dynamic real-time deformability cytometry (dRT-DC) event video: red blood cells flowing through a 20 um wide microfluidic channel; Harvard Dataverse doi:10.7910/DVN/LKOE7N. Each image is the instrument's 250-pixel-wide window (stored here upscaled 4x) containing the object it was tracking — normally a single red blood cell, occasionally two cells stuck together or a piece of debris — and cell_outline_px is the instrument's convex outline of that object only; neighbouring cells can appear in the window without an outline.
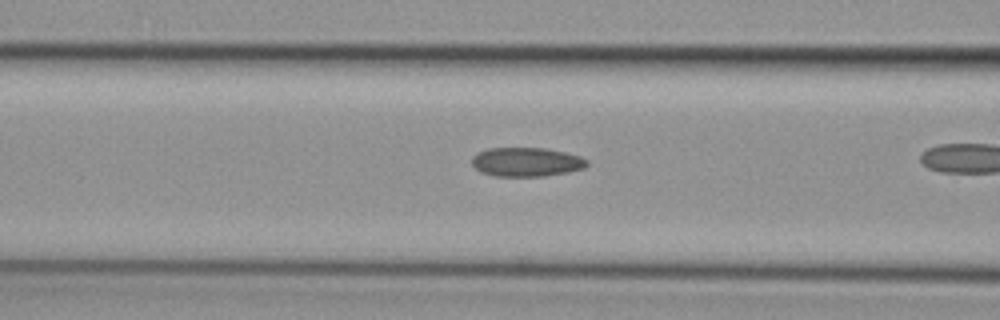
{"species": "common noctule bat (a hibernating species)", "species_latin": "Nyctalus noctula", "temperature_condition": "cold", "stored_images_in_passage": 30, "camera_frame_rate_fps": 3000, "um_per_image_px": 0.085, "animal": {"sex": "female", "body_mass_g": 29.2, "forearm_length_mm": 56.3}, "frame": {"image": 1, "passage_image": 22, "time_ms": 7.0, "image_size_px": [1000, 320], "cell_outline_px": [[588, 164], [584, 168], [568, 172], [544, 176], [492, 176], [480, 172], [472, 164], [472, 156], [476, 152], [488, 148], [544, 148], [564, 152], [580, 156], [588, 160]], "centroid_in_image_um": [44.72, 13.77], "position_along_channel_um": 121.9, "area_um2": 19.59}}